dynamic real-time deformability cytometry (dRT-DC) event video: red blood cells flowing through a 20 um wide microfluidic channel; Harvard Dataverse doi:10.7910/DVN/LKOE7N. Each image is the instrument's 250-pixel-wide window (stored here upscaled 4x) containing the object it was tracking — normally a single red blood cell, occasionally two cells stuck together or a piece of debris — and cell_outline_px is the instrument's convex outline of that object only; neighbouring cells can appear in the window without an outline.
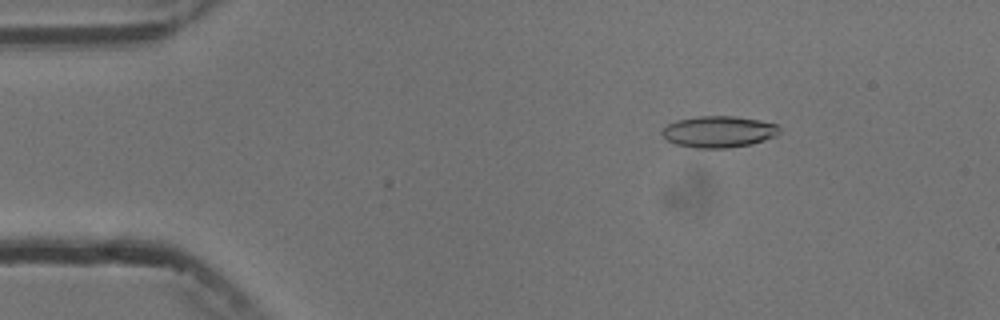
{"species": "common noctule bat (a hibernating species)", "species_latin": "Nyctalus noctula", "temperature_condition": "cold", "stored_images_in_passage": 4, "camera_frame_rate_fps": 3000, "um_per_image_px": 0.085, "animal": {"sex": "male", "body_mass_g": 13.3}, "frame": {"image": 1, "passage_image": 2, "time_ms": 1.0, "image_size_px": [1000, 320], "cell_outline_px": [[780, 132], [776, 136], [752, 144], [728, 148], [696, 148], [676, 144], [668, 140], [660, 132], [668, 124], [676, 120], [700, 116], [736, 116], [776, 124], [780, 128]], "centroid_in_image_um": [61.09, 11.2], "position_along_channel_um": 23.9, "area_um2": 21.44}}
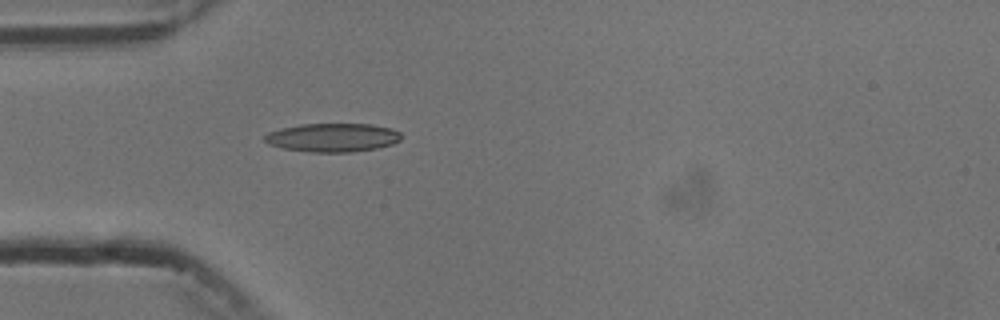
{"frame": {"image": 2, "passage_image": 4, "time_ms": 3.667, "image_size_px": [1000, 320], "cell_outline_px": [[404, 136], [400, 140], [392, 144], [376, 148], [352, 152], [308, 152], [284, 148], [268, 144], [264, 140], [264, 136], [268, 132], [280, 128], [300, 124], [372, 124], [392, 128], [400, 132]], "centroid_in_image_um": [28.29, 11.68], "position_along_channel_um": 56.7, "area_um2": 22.95}}